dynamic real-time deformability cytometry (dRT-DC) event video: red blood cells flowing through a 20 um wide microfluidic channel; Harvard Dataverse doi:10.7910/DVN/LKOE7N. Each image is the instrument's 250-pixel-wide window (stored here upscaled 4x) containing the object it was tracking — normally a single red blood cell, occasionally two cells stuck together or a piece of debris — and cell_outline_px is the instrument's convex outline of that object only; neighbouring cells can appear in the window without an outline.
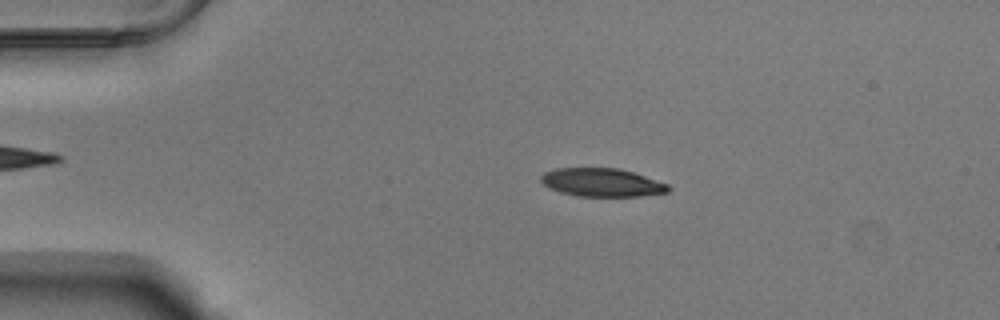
{"species": "Egyptian fruit bat (a non-hibernating species)", "species_latin": "Rousettus aegyptiacus", "temperature_condition": "warm", "stored_images_in_passage": 39, "camera_frame_rate_fps": 3000, "um_per_image_px": 0.085, "animal": {"sex": "male"}, "frame": {"image": 1, "passage_image": 11, "time_ms": 3.333, "image_size_px": [1000, 320], "cell_outline_px": [[672, 188], [668, 192], [640, 196], [576, 196], [560, 192], [544, 184], [540, 180], [540, 176], [544, 172], [556, 168], [620, 168], [668, 184]], "centroid_in_image_um": [51.16, 15.51], "position_along_channel_um": 33.8, "area_um2": 20.92}}
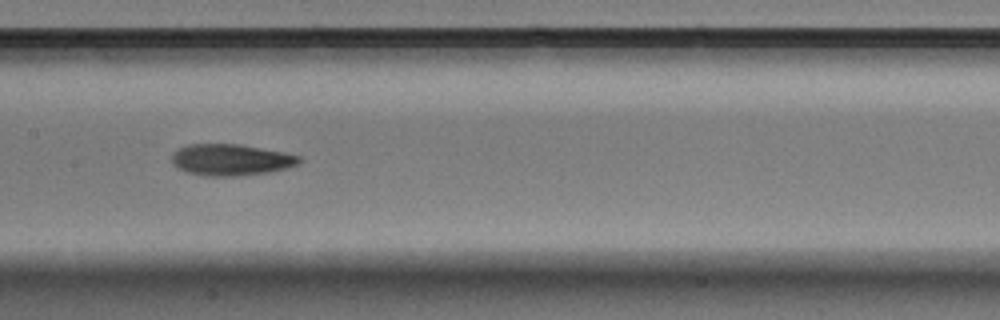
{"frame": {"image": 2, "passage_image": 27, "time_ms": 8.667, "image_size_px": [1000, 320], "cell_outline_px": [[300, 160], [296, 164], [284, 168], [268, 172], [236, 176], [204, 176], [184, 172], [176, 168], [172, 164], [172, 152], [188, 144], [240, 144], [284, 152], [300, 156]], "centroid_in_image_um": [19.55, 13.58], "position_along_channel_um": 187.9, "area_um2": 23.35}}
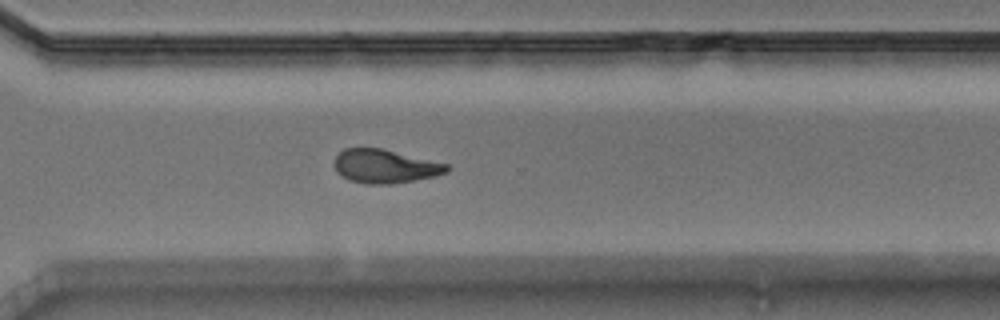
{"frame": {"image": 3, "passage_image": 39, "time_ms": 12.667, "image_size_px": [1000, 320], "cell_outline_px": [[452, 168], [448, 172], [436, 176], [392, 184], [364, 184], [348, 180], [336, 172], [332, 164], [336, 156], [344, 148], [380, 148], [448, 164]], "centroid_in_image_um": [32.7, 14.14], "position_along_channel_um": 337.9, "area_um2": 22.25}}